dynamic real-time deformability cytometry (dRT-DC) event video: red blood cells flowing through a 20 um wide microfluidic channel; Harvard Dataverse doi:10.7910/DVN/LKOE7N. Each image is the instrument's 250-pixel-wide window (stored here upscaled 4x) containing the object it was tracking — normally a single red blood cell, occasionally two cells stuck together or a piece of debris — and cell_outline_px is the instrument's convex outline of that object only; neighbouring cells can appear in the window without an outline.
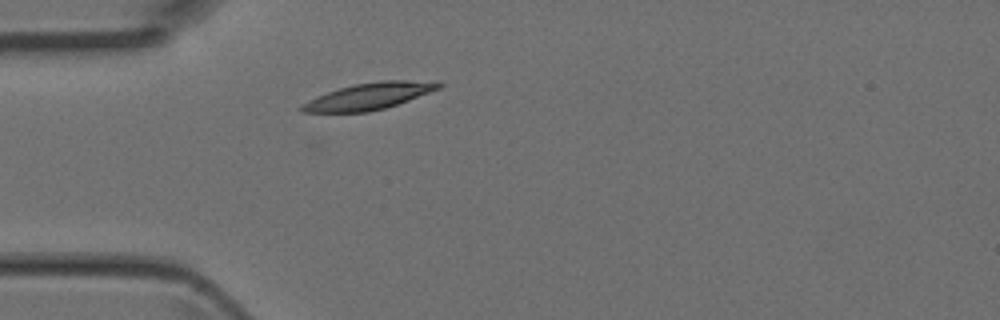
{"species": "Egyptian fruit bat (a non-hibernating species)", "species_latin": "Rousettus aegyptiacus", "temperature_condition": "room temperature", "stored_images_in_passage": 2, "camera_frame_rate_fps": 3000, "um_per_image_px": 0.085, "animal": {"sex": "female"}, "frame": {"image": 1, "passage_image": 2, "time_ms": 0.333, "image_size_px": [1000, 320], "cell_outline_px": [[444, 84], [440, 88], [408, 100], [384, 108], [368, 112], [300, 112], [300, 104], [316, 96], [340, 88], [356, 84], [380, 80], [436, 80]], "centroid_in_image_um": [31.39, 8.16], "position_along_channel_um": 53.6, "area_um2": 21.21}}